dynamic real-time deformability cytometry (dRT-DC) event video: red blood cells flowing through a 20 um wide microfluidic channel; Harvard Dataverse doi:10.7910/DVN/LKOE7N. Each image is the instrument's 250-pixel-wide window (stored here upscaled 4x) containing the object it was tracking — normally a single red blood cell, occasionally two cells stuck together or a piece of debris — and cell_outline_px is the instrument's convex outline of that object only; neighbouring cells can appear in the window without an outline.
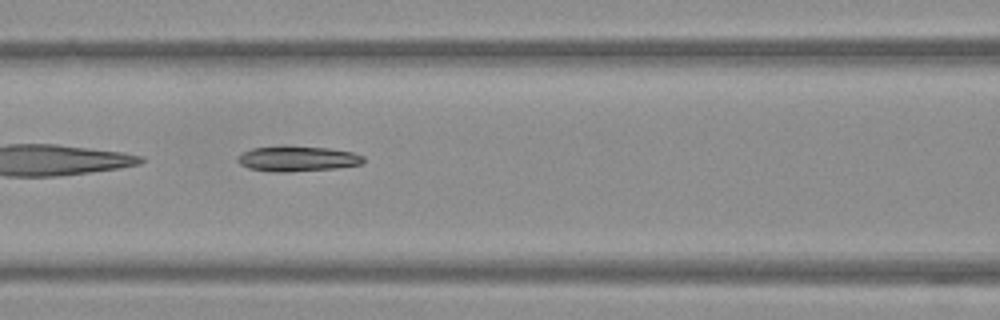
{"species": "Egyptian fruit bat (a non-hibernating species)", "species_latin": "Rousettus aegyptiacus", "temperature_condition": "warm", "stored_images_in_passage": 36, "camera_frame_rate_fps": 3000, "um_per_image_px": 0.085, "frame": {"image": 1, "passage_image": 6, "time_ms": 1.667, "image_size_px": [1000, 320], "cell_outline_px": [[364, 164], [336, 168], [288, 172], [276, 172], [248, 168], [240, 164], [236, 160], [236, 156], [252, 148], [328, 148], [352, 152], [364, 156]], "centroid_in_image_um": [25.31, 13.53], "position_along_channel_um": 141.3, "area_um2": 17.92}}
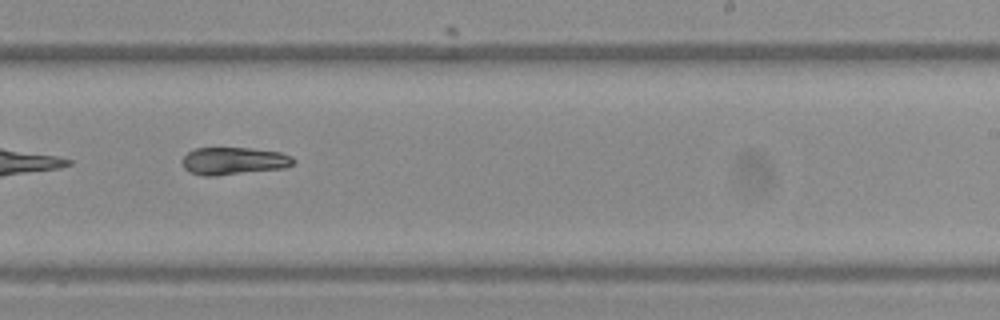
{"frame": {"image": 2, "passage_image": 16, "time_ms": 5.0, "image_size_px": [1000, 320], "cell_outline_px": [[296, 160], [292, 164], [284, 168], [216, 176], [204, 176], [188, 172], [184, 168], [180, 160], [188, 152], [196, 148], [252, 148], [280, 152], [292, 156]], "centroid_in_image_um": [19.84, 13.68], "position_along_channel_um": 269.2, "area_um2": 17.98}}